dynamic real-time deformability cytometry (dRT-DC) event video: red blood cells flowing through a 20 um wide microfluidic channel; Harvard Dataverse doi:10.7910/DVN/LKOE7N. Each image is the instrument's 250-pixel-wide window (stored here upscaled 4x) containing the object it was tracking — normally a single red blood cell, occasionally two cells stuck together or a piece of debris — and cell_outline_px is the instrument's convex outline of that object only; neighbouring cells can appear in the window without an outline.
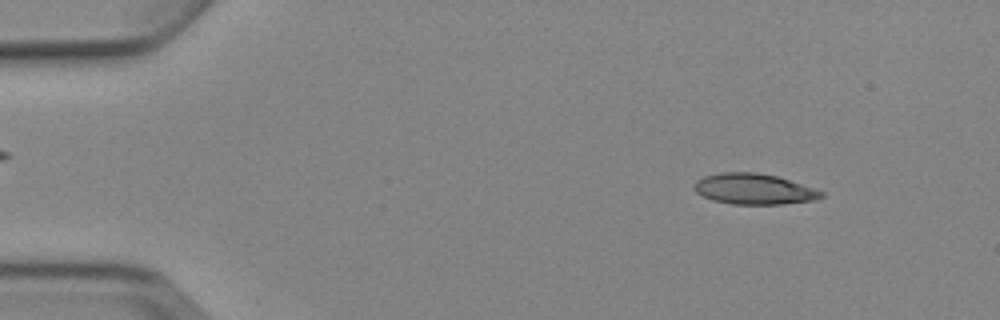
{"species": "Egyptian fruit bat (a non-hibernating species)", "species_latin": "Rousettus aegyptiacus", "temperature_condition": "cold", "stored_images_in_passage": 4, "camera_frame_rate_fps": 3000, "um_per_image_px": 0.085, "animal": {"sex": "female"}, "frame": {"image": 1, "passage_image": 1, "time_ms": 0.0, "image_size_px": [1000, 320], "cell_outline_px": [[824, 196], [812, 200], [780, 204], [732, 204], [712, 200], [696, 192], [692, 188], [696, 180], [704, 176], [720, 172], [756, 172], [776, 176], [824, 192]], "centroid_in_image_um": [64.02, 16.06], "position_along_channel_um": 21.0, "area_um2": 22.54}}
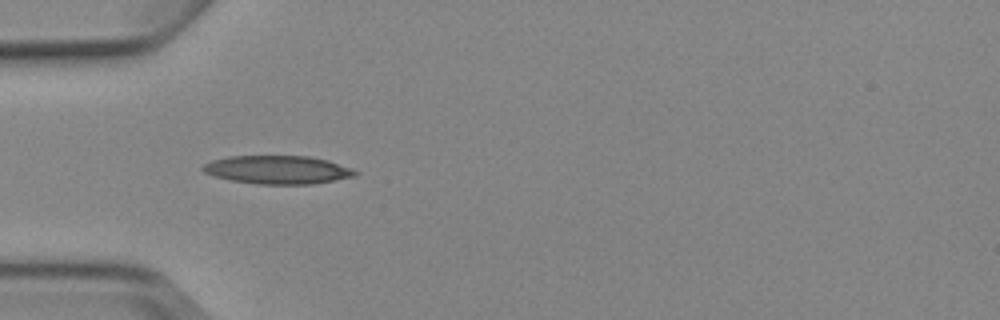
{"frame": {"image": 2, "passage_image": 3, "time_ms": 3.333, "image_size_px": [1000, 320], "cell_outline_px": [[360, 172], [356, 176], [312, 184], [256, 184], [232, 180], [216, 176], [204, 172], [200, 168], [204, 164], [212, 160], [228, 156], [308, 156], [328, 160], [352, 168]], "centroid_in_image_um": [23.62, 14.42], "position_along_channel_um": 61.4, "area_um2": 25.14}}
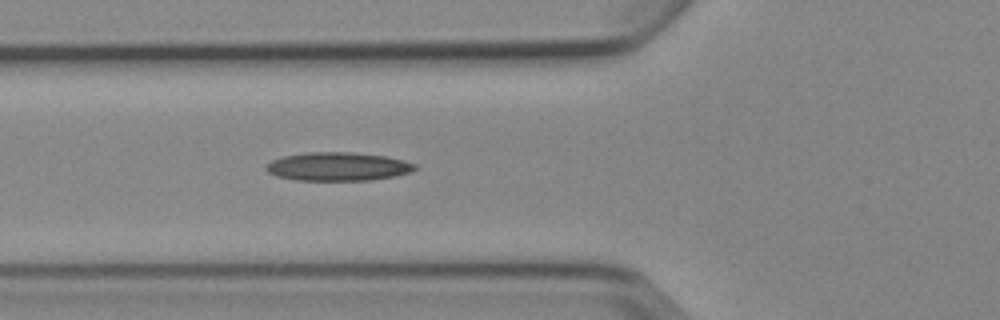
{"frame": {"image": 3, "passage_image": 4, "time_ms": 4.333, "image_size_px": [1000, 320], "cell_outline_px": [[420, 168], [412, 172], [396, 176], [372, 180], [296, 180], [276, 176], [268, 172], [264, 168], [272, 160], [284, 156], [308, 152], [352, 152], [384, 156], [404, 160], [416, 164]], "centroid_in_image_um": [28.77, 14.16], "position_along_channel_um": 97.0, "area_um2": 24.85}}